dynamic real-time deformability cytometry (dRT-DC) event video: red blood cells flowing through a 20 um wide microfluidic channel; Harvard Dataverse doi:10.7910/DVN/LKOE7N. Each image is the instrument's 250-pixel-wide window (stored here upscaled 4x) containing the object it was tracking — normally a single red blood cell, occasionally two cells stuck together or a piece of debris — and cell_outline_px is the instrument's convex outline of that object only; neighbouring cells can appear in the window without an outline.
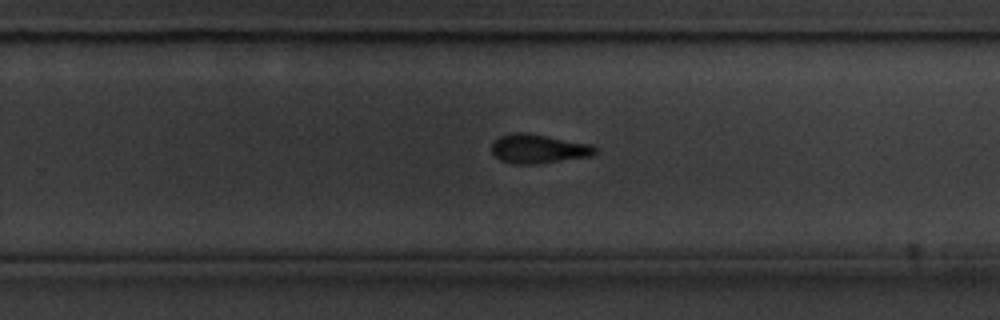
{"species": "common noctule bat (a hibernating species)", "species_latin": "Nyctalus noctula", "temperature_condition": "cold", "stored_images_in_passage": 37, "camera_frame_rate_fps": 3000, "um_per_image_px": 0.085, "animal": {"sex": "male", "body_mass_g": 20.1, "forearm_length_mm": 53.5}, "frame": {"image": 1, "passage_image": 21, "time_ms": 6.667, "image_size_px": [1000, 320], "cell_outline_px": [[596, 152], [592, 156], [536, 164], [516, 164], [500, 160], [492, 152], [492, 144], [500, 136], [512, 132], [528, 132], [592, 144], [596, 148]], "centroid_in_image_um": [45.78, 12.63], "position_along_channel_um": 284.0, "area_um2": 17.63}}
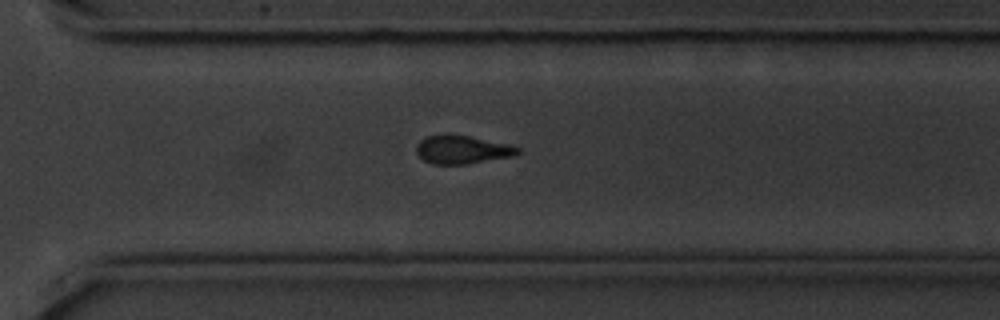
{"frame": {"image": 2, "passage_image": 25, "time_ms": 8.0, "image_size_px": [1000, 320], "cell_outline_px": [[520, 152], [512, 156], [468, 164], [432, 164], [424, 160], [416, 152], [416, 144], [424, 136], [444, 132], [468, 136], [508, 144], [520, 148]], "centroid_in_image_um": [39.22, 12.69], "position_along_channel_um": 331.4, "area_um2": 16.99}}
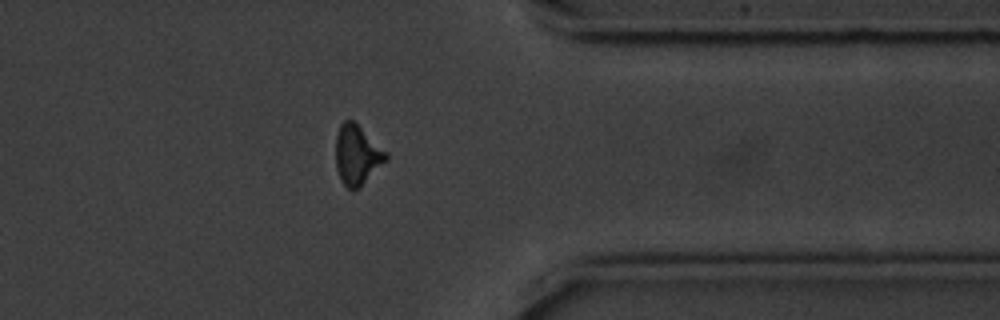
{"frame": {"image": 3, "passage_image": 30, "time_ms": 9.667, "image_size_px": [1000, 320], "cell_outline_px": [[388, 160], [352, 192], [340, 180], [336, 168], [336, 136], [340, 124], [344, 120], [352, 120], [388, 152]], "centroid_in_image_um": [30.35, 13.16], "position_along_channel_um": 381.1, "area_um2": 17.34}}